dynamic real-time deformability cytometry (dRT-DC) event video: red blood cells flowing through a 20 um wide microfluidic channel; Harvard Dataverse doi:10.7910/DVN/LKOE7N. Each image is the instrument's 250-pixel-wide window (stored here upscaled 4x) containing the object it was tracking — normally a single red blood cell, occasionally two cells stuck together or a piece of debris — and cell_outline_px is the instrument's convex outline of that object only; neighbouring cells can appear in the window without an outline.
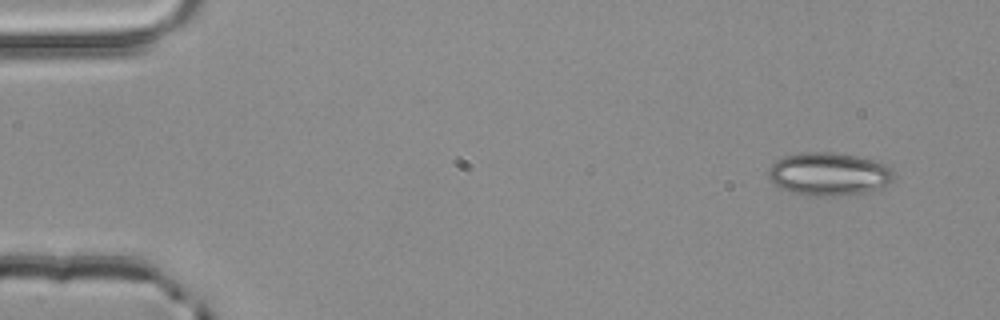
{"species": "common noctule bat (a hibernating species)", "species_latin": "Nyctalus noctula", "temperature_condition": "room temperature", "stored_images_in_passage": 4, "segment_of_instrument_passage": [1, 2], "camera_frame_rate_fps": 3000, "um_per_image_px": 0.085, "animal": {"sex": "male", "body_mass_g": 20.4}, "frame": {"image": 1, "passage_image": 1, "time_ms": 0.0, "image_size_px": [1000, 320], "cell_outline_px": [[892, 180], [884, 188], [840, 196], [804, 196], [780, 188], [768, 180], [768, 168], [776, 160], [784, 156], [804, 152], [832, 152], [880, 160], [892, 172]], "centroid_in_image_um": [70.42, 14.8], "position_along_channel_um": 14.6, "area_um2": 31.79}}